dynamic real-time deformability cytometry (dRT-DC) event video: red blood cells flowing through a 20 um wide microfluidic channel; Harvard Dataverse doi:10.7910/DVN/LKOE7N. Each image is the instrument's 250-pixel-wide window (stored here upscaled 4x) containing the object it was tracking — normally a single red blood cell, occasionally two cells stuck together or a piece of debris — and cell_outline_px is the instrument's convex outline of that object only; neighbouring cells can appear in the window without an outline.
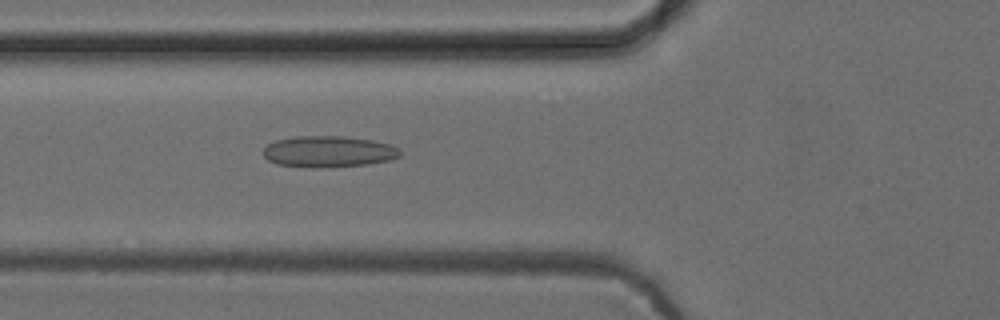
{"species": "common noctule bat (a hibernating species)", "species_latin": "Nyctalus noctula", "temperature_condition": "cold", "stored_images_in_passage": 49, "camera_frame_rate_fps": 3000, "um_per_image_px": 0.085, "animal": {"sex": "female", "body_mass_g": 24.6, "forearm_length_mm": 56.2}, "frame": {"image": 1, "passage_image": 19, "time_ms": 6.0, "image_size_px": [1000, 320], "cell_outline_px": [[400, 156], [392, 160], [368, 164], [320, 168], [312, 168], [276, 164], [268, 160], [264, 156], [264, 148], [268, 144], [276, 140], [296, 136], [344, 136], [372, 140], [392, 144], [400, 148]], "centroid_in_image_um": [27.95, 12.89], "position_along_channel_um": 97.8, "area_um2": 25.2}}
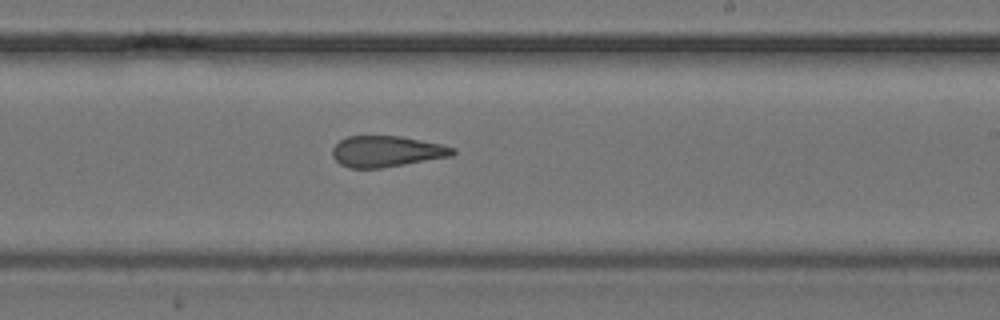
{"frame": {"image": 2, "passage_image": 31, "time_ms": 10.0, "image_size_px": [1000, 320], "cell_outline_px": [[456, 152], [452, 156], [380, 168], [348, 168], [340, 164], [332, 156], [332, 148], [340, 140], [348, 136], [400, 136], [440, 144], [456, 148]], "centroid_in_image_um": [32.84, 12.87], "position_along_channel_um": 256.2, "area_um2": 21.68}}
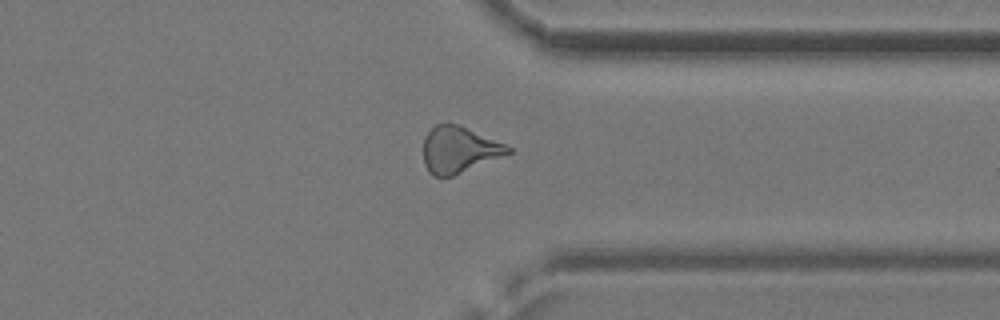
{"frame": {"image": 3, "passage_image": 40, "time_ms": 13.0, "image_size_px": [1000, 320], "cell_outline_px": [[512, 152], [452, 176], [436, 176], [428, 172], [424, 164], [424, 136], [436, 124], [448, 120], [460, 124], [504, 144], [512, 148]], "centroid_in_image_um": [38.98, 12.68], "position_along_channel_um": 372.4, "area_um2": 22.89}}